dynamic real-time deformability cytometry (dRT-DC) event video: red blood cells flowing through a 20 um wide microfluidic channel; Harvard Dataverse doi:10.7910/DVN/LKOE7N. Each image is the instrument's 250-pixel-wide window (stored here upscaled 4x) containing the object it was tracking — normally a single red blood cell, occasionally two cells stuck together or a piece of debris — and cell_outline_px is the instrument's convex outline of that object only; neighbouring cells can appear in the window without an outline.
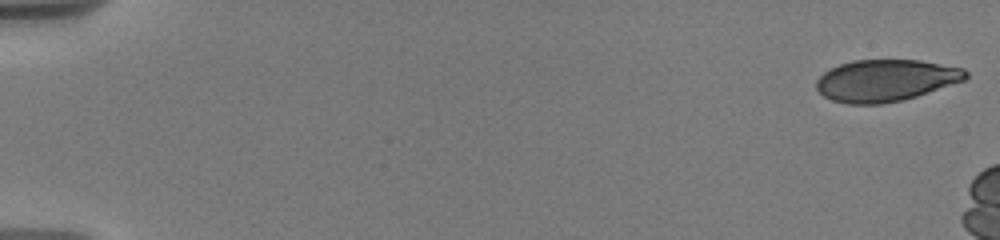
{"species": "human", "species_latin": "Homo sapiens", "temperature_condition": "warm", "stored_images_in_passage": 8, "camera_frame_rate_fps": 3000, "um_per_image_px": 0.085, "donor": {"sex": "male"}, "frame": {"image": 1, "passage_image": 1, "time_ms": 0.0, "image_size_px": [1000, 240], "cell_outline_px": [[968, 76], [964, 80], [904, 100], [880, 104], [848, 104], [832, 100], [824, 96], [816, 88], [816, 80], [824, 72], [840, 64], [852, 60], [920, 60], [964, 68], [968, 72]], "centroid_in_image_um": [75.28, 6.83], "position_along_channel_um": 9.7, "area_um2": 36.3}}